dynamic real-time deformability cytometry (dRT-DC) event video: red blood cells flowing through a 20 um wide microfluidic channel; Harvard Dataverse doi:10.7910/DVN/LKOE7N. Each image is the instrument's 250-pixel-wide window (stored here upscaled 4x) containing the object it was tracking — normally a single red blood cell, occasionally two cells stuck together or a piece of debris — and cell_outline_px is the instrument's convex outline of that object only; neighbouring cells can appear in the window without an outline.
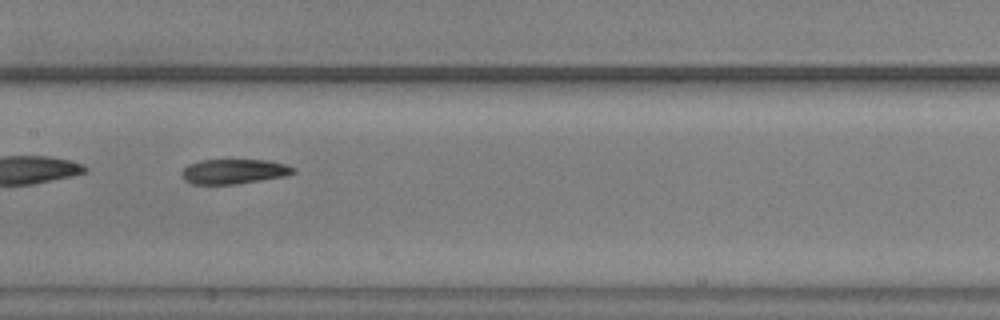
{"species": "common noctule bat (a hibernating species)", "species_latin": "Nyctalus noctula", "temperature_condition": "warm", "stored_images_in_passage": 54, "segment_of_instrument_passage": [2, 2], "camera_frame_rate_fps": 3000, "um_per_image_px": 0.085, "animal": {"sex": "male", "body_mass_g": 20.5, "forearm_length_mm": 52.5}, "frame": {"image": 1, "passage_image": 27, "time_ms": 8.667, "image_size_px": [1000, 320], "cell_outline_px": [[296, 172], [284, 176], [236, 184], [192, 184], [184, 180], [180, 176], [180, 172], [188, 164], [200, 160], [268, 160], [284, 164], [296, 168]], "centroid_in_image_um": [19.84, 14.57], "position_along_channel_um": 187.6, "area_um2": 16.18}}
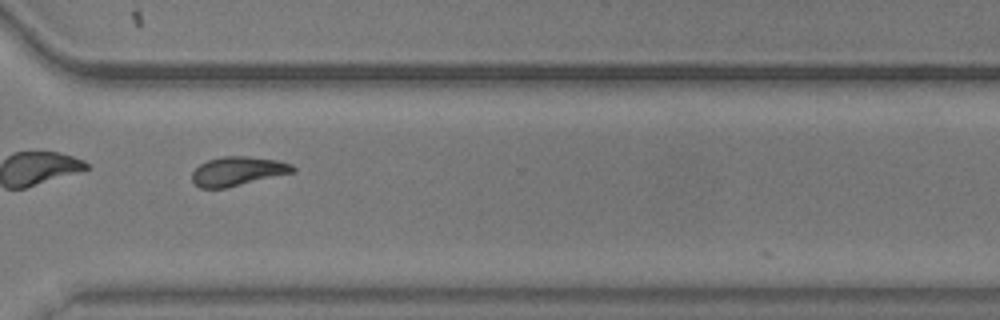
{"frame": {"image": 2, "passage_image": 40, "time_ms": 13.0, "image_size_px": [1000, 320], "cell_outline_px": [[296, 172], [224, 188], [200, 188], [192, 180], [192, 172], [200, 164], [208, 160], [220, 156], [248, 156], [276, 160], [292, 164], [296, 168]], "centroid_in_image_um": [20.22, 14.54], "position_along_channel_um": 350.4, "area_um2": 17.05}}